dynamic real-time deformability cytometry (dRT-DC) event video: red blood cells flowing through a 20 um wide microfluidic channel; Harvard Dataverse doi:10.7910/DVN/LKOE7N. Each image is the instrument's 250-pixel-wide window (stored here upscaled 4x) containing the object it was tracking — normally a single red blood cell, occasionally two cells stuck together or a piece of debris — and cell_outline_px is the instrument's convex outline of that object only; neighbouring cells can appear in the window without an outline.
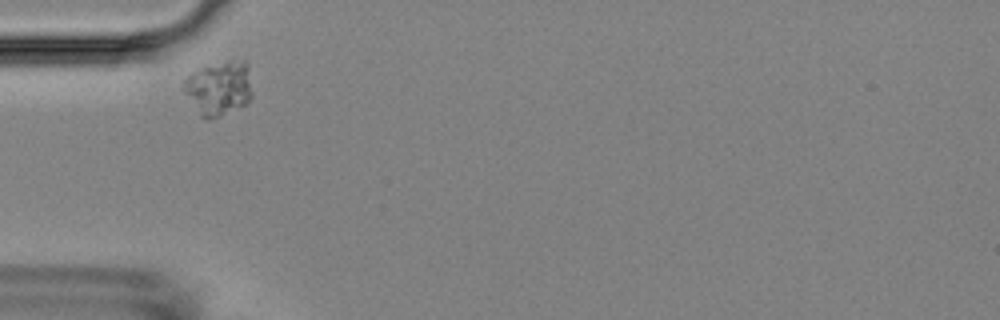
{"species": "Egyptian fruit bat (a non-hibernating species)", "species_latin": "Rousettus aegyptiacus", "temperature_condition": "room temperature", "stored_images_in_passage": 2, "camera_frame_rate_fps": 3000, "um_per_image_px": 0.085, "animal": {"sex": "female"}, "frame": {"image": 1, "passage_image": 1, "time_ms": 0.0, "image_size_px": [1000, 320], "cell_outline_px": [[252, 96], [248, 104], [212, 120], [208, 120], [200, 116], [184, 92], [184, 80], [192, 72], [200, 68], [228, 60], [244, 60], [248, 64], [252, 92]], "centroid_in_image_um": [18.63, 7.51], "position_along_channel_um": 66.4, "area_um2": 21.96}}